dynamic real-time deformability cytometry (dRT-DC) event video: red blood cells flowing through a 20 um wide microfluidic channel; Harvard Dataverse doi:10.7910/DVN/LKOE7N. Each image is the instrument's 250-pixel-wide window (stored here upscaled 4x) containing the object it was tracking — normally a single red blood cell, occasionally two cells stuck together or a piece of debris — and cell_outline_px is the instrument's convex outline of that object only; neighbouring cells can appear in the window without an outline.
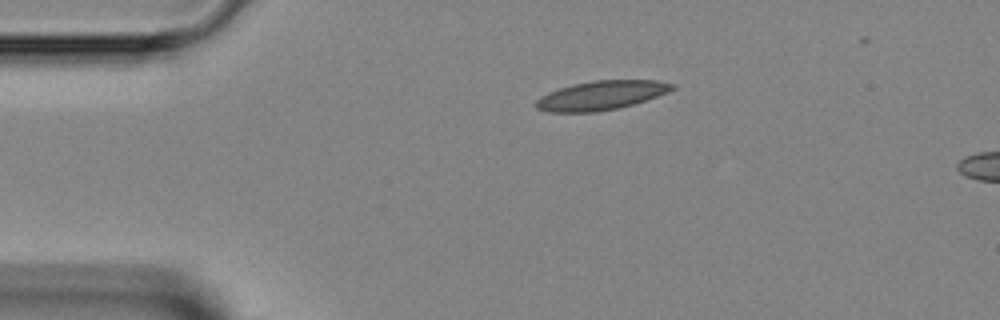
{"species": "Egyptian fruit bat (a non-hibernating species)", "species_latin": "Rousettus aegyptiacus", "temperature_condition": "room temperature", "stored_images_in_passage": 35, "camera_frame_rate_fps": 3000, "um_per_image_px": 0.085, "animal": {"sex": "female"}, "frame": {"image": 1, "passage_image": 1, "time_ms": 0.0, "image_size_px": [1000, 320], "cell_outline_px": [[676, 88], [668, 92], [632, 104], [616, 108], [596, 112], [548, 112], [536, 108], [532, 104], [540, 96], [548, 92], [572, 84], [592, 80], [656, 80], [676, 84]], "centroid_in_image_um": [51.06, 8.1], "position_along_channel_um": 33.9, "area_um2": 23.12}}
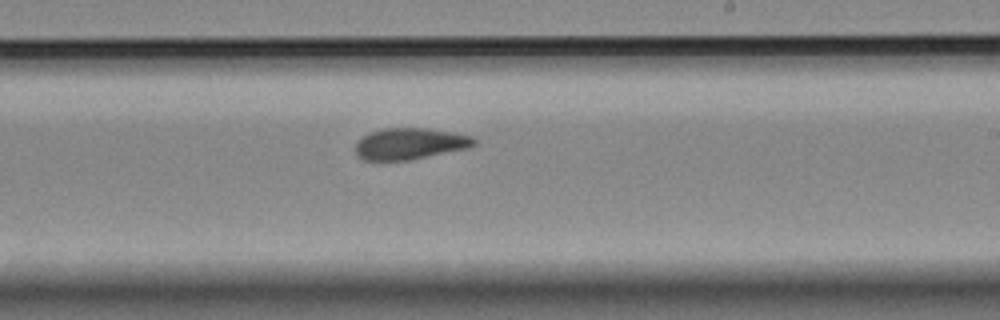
{"frame": {"image": 2, "passage_image": 19, "time_ms": 6.0, "image_size_px": [1000, 320], "cell_outline_px": [[476, 144], [468, 148], [408, 160], [364, 160], [356, 156], [356, 144], [368, 132], [384, 128], [424, 128], [452, 132], [472, 136], [476, 140]], "centroid_in_image_um": [34.84, 12.21], "position_along_channel_um": 254.2, "area_um2": 21.56}}
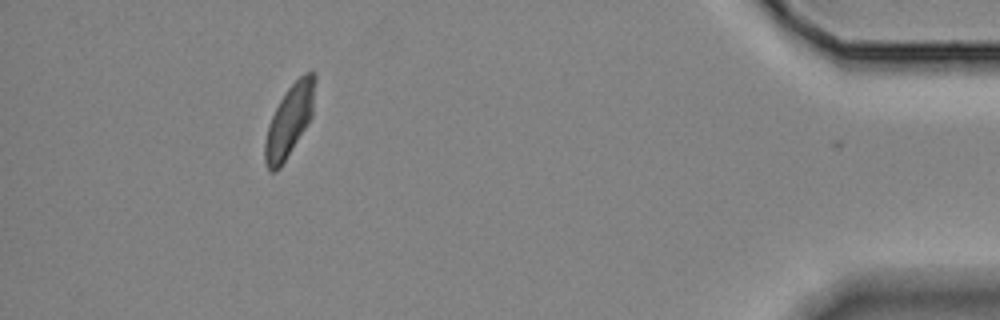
{"frame": {"image": 3, "passage_image": 34, "time_ms": 11.0, "image_size_px": [1000, 320], "cell_outline_px": [[316, 80], [312, 116], [308, 124], [280, 168], [276, 172], [268, 172], [264, 164], [264, 140], [268, 124], [280, 100], [288, 88], [304, 72], [312, 72], [316, 76]], "centroid_in_image_um": [24.58, 10.29], "position_along_channel_um": 410.6, "area_um2": 21.04}}